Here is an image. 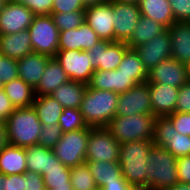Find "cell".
I'll use <instances>...</instances> for the list:
<instances>
[{
	"instance_id": "83f0119b",
	"label": "cell",
	"mask_w": 190,
	"mask_h": 190,
	"mask_svg": "<svg viewBox=\"0 0 190 190\" xmlns=\"http://www.w3.org/2000/svg\"><path fill=\"white\" fill-rule=\"evenodd\" d=\"M87 84L69 80L50 94L63 108H80Z\"/></svg>"
},
{
	"instance_id": "484cf974",
	"label": "cell",
	"mask_w": 190,
	"mask_h": 190,
	"mask_svg": "<svg viewBox=\"0 0 190 190\" xmlns=\"http://www.w3.org/2000/svg\"><path fill=\"white\" fill-rule=\"evenodd\" d=\"M168 28L152 18L140 15L139 22L134 27L131 37L125 42L130 49L145 44Z\"/></svg>"
},
{
	"instance_id": "9a60e30c",
	"label": "cell",
	"mask_w": 190,
	"mask_h": 190,
	"mask_svg": "<svg viewBox=\"0 0 190 190\" xmlns=\"http://www.w3.org/2000/svg\"><path fill=\"white\" fill-rule=\"evenodd\" d=\"M85 21L101 40L114 42L113 1L86 7Z\"/></svg>"
},
{
	"instance_id": "7dc6e473",
	"label": "cell",
	"mask_w": 190,
	"mask_h": 190,
	"mask_svg": "<svg viewBox=\"0 0 190 190\" xmlns=\"http://www.w3.org/2000/svg\"><path fill=\"white\" fill-rule=\"evenodd\" d=\"M177 174L181 183H190V155L177 158Z\"/></svg>"
},
{
	"instance_id": "8d00e7d4",
	"label": "cell",
	"mask_w": 190,
	"mask_h": 190,
	"mask_svg": "<svg viewBox=\"0 0 190 190\" xmlns=\"http://www.w3.org/2000/svg\"><path fill=\"white\" fill-rule=\"evenodd\" d=\"M62 129L59 124L41 125V133L38 145L53 149L62 137Z\"/></svg>"
},
{
	"instance_id": "ee69618b",
	"label": "cell",
	"mask_w": 190,
	"mask_h": 190,
	"mask_svg": "<svg viewBox=\"0 0 190 190\" xmlns=\"http://www.w3.org/2000/svg\"><path fill=\"white\" fill-rule=\"evenodd\" d=\"M81 50L88 51L101 39L97 33L84 21L80 25Z\"/></svg>"
},
{
	"instance_id": "4fadbf2b",
	"label": "cell",
	"mask_w": 190,
	"mask_h": 190,
	"mask_svg": "<svg viewBox=\"0 0 190 190\" xmlns=\"http://www.w3.org/2000/svg\"><path fill=\"white\" fill-rule=\"evenodd\" d=\"M189 79V66L171 57L163 60L148 72L147 82L149 84L162 83L164 85L180 88Z\"/></svg>"
},
{
	"instance_id": "30bf717a",
	"label": "cell",
	"mask_w": 190,
	"mask_h": 190,
	"mask_svg": "<svg viewBox=\"0 0 190 190\" xmlns=\"http://www.w3.org/2000/svg\"><path fill=\"white\" fill-rule=\"evenodd\" d=\"M55 58L66 72L69 80L88 84L95 72V68L92 66L93 59L88 51L58 50Z\"/></svg>"
},
{
	"instance_id": "3957f363",
	"label": "cell",
	"mask_w": 190,
	"mask_h": 190,
	"mask_svg": "<svg viewBox=\"0 0 190 190\" xmlns=\"http://www.w3.org/2000/svg\"><path fill=\"white\" fill-rule=\"evenodd\" d=\"M152 141H132L120 144L119 164L123 178L135 187H146V160Z\"/></svg>"
},
{
	"instance_id": "bcb514c9",
	"label": "cell",
	"mask_w": 190,
	"mask_h": 190,
	"mask_svg": "<svg viewBox=\"0 0 190 190\" xmlns=\"http://www.w3.org/2000/svg\"><path fill=\"white\" fill-rule=\"evenodd\" d=\"M175 112L190 113V79L179 88Z\"/></svg>"
},
{
	"instance_id": "52a82bcc",
	"label": "cell",
	"mask_w": 190,
	"mask_h": 190,
	"mask_svg": "<svg viewBox=\"0 0 190 190\" xmlns=\"http://www.w3.org/2000/svg\"><path fill=\"white\" fill-rule=\"evenodd\" d=\"M33 52L55 57L58 52L59 34L51 15L34 16L28 28Z\"/></svg>"
},
{
	"instance_id": "cb8c5ba5",
	"label": "cell",
	"mask_w": 190,
	"mask_h": 190,
	"mask_svg": "<svg viewBox=\"0 0 190 190\" xmlns=\"http://www.w3.org/2000/svg\"><path fill=\"white\" fill-rule=\"evenodd\" d=\"M69 81V78L56 60L55 57H52L45 68L39 85L35 88V95H50L54 92L60 85L65 84Z\"/></svg>"
},
{
	"instance_id": "f35d334b",
	"label": "cell",
	"mask_w": 190,
	"mask_h": 190,
	"mask_svg": "<svg viewBox=\"0 0 190 190\" xmlns=\"http://www.w3.org/2000/svg\"><path fill=\"white\" fill-rule=\"evenodd\" d=\"M18 77L17 60L2 56L0 58V82L2 85L11 82Z\"/></svg>"
},
{
	"instance_id": "f907efd6",
	"label": "cell",
	"mask_w": 190,
	"mask_h": 190,
	"mask_svg": "<svg viewBox=\"0 0 190 190\" xmlns=\"http://www.w3.org/2000/svg\"><path fill=\"white\" fill-rule=\"evenodd\" d=\"M100 189L101 190H150L147 187L131 186L128 182L105 184Z\"/></svg>"
},
{
	"instance_id": "4316f807",
	"label": "cell",
	"mask_w": 190,
	"mask_h": 190,
	"mask_svg": "<svg viewBox=\"0 0 190 190\" xmlns=\"http://www.w3.org/2000/svg\"><path fill=\"white\" fill-rule=\"evenodd\" d=\"M26 171V148L9 144L0 152V173L13 175Z\"/></svg>"
},
{
	"instance_id": "603a6c76",
	"label": "cell",
	"mask_w": 190,
	"mask_h": 190,
	"mask_svg": "<svg viewBox=\"0 0 190 190\" xmlns=\"http://www.w3.org/2000/svg\"><path fill=\"white\" fill-rule=\"evenodd\" d=\"M62 164L53 154V150L42 145L26 147V168L27 171L36 172L41 175L51 167H58Z\"/></svg>"
},
{
	"instance_id": "5bb4252c",
	"label": "cell",
	"mask_w": 190,
	"mask_h": 190,
	"mask_svg": "<svg viewBox=\"0 0 190 190\" xmlns=\"http://www.w3.org/2000/svg\"><path fill=\"white\" fill-rule=\"evenodd\" d=\"M34 16L25 5L8 1L0 8V35L27 30Z\"/></svg>"
},
{
	"instance_id": "60d3db41",
	"label": "cell",
	"mask_w": 190,
	"mask_h": 190,
	"mask_svg": "<svg viewBox=\"0 0 190 190\" xmlns=\"http://www.w3.org/2000/svg\"><path fill=\"white\" fill-rule=\"evenodd\" d=\"M175 22H190V0H168Z\"/></svg>"
},
{
	"instance_id": "9c48e42d",
	"label": "cell",
	"mask_w": 190,
	"mask_h": 190,
	"mask_svg": "<svg viewBox=\"0 0 190 190\" xmlns=\"http://www.w3.org/2000/svg\"><path fill=\"white\" fill-rule=\"evenodd\" d=\"M120 144L106 127H89L86 161H119Z\"/></svg>"
},
{
	"instance_id": "d590c367",
	"label": "cell",
	"mask_w": 190,
	"mask_h": 190,
	"mask_svg": "<svg viewBox=\"0 0 190 190\" xmlns=\"http://www.w3.org/2000/svg\"><path fill=\"white\" fill-rule=\"evenodd\" d=\"M50 15L60 32L78 28L85 21V10L51 13Z\"/></svg>"
},
{
	"instance_id": "c3c4849f",
	"label": "cell",
	"mask_w": 190,
	"mask_h": 190,
	"mask_svg": "<svg viewBox=\"0 0 190 190\" xmlns=\"http://www.w3.org/2000/svg\"><path fill=\"white\" fill-rule=\"evenodd\" d=\"M44 188L41 174L31 171L25 172V190H43Z\"/></svg>"
},
{
	"instance_id": "f546056e",
	"label": "cell",
	"mask_w": 190,
	"mask_h": 190,
	"mask_svg": "<svg viewBox=\"0 0 190 190\" xmlns=\"http://www.w3.org/2000/svg\"><path fill=\"white\" fill-rule=\"evenodd\" d=\"M139 9L141 15L152 18L167 28L175 22L168 0H141Z\"/></svg>"
},
{
	"instance_id": "ab89813d",
	"label": "cell",
	"mask_w": 190,
	"mask_h": 190,
	"mask_svg": "<svg viewBox=\"0 0 190 190\" xmlns=\"http://www.w3.org/2000/svg\"><path fill=\"white\" fill-rule=\"evenodd\" d=\"M13 3L23 4L30 9L35 16L50 15L54 0H9Z\"/></svg>"
},
{
	"instance_id": "ba28073f",
	"label": "cell",
	"mask_w": 190,
	"mask_h": 190,
	"mask_svg": "<svg viewBox=\"0 0 190 190\" xmlns=\"http://www.w3.org/2000/svg\"><path fill=\"white\" fill-rule=\"evenodd\" d=\"M152 142L175 158L190 155V136L179 134L167 117L155 118Z\"/></svg>"
},
{
	"instance_id": "74e56055",
	"label": "cell",
	"mask_w": 190,
	"mask_h": 190,
	"mask_svg": "<svg viewBox=\"0 0 190 190\" xmlns=\"http://www.w3.org/2000/svg\"><path fill=\"white\" fill-rule=\"evenodd\" d=\"M59 50H81L80 26L59 34Z\"/></svg>"
},
{
	"instance_id": "816d5d0a",
	"label": "cell",
	"mask_w": 190,
	"mask_h": 190,
	"mask_svg": "<svg viewBox=\"0 0 190 190\" xmlns=\"http://www.w3.org/2000/svg\"><path fill=\"white\" fill-rule=\"evenodd\" d=\"M9 145L7 126L5 123H0V152Z\"/></svg>"
},
{
	"instance_id": "db71d44e",
	"label": "cell",
	"mask_w": 190,
	"mask_h": 190,
	"mask_svg": "<svg viewBox=\"0 0 190 190\" xmlns=\"http://www.w3.org/2000/svg\"><path fill=\"white\" fill-rule=\"evenodd\" d=\"M110 0H82L85 7L101 4Z\"/></svg>"
},
{
	"instance_id": "ac0fdd59",
	"label": "cell",
	"mask_w": 190,
	"mask_h": 190,
	"mask_svg": "<svg viewBox=\"0 0 190 190\" xmlns=\"http://www.w3.org/2000/svg\"><path fill=\"white\" fill-rule=\"evenodd\" d=\"M136 84L128 75L118 72L117 69L109 71L95 70L87 87L120 94L130 90Z\"/></svg>"
},
{
	"instance_id": "1f68e13d",
	"label": "cell",
	"mask_w": 190,
	"mask_h": 190,
	"mask_svg": "<svg viewBox=\"0 0 190 190\" xmlns=\"http://www.w3.org/2000/svg\"><path fill=\"white\" fill-rule=\"evenodd\" d=\"M117 70L124 75H128L137 84L146 82L148 79V72L135 49L129 48L126 51L122 62L117 67Z\"/></svg>"
},
{
	"instance_id": "6da1fadb",
	"label": "cell",
	"mask_w": 190,
	"mask_h": 190,
	"mask_svg": "<svg viewBox=\"0 0 190 190\" xmlns=\"http://www.w3.org/2000/svg\"><path fill=\"white\" fill-rule=\"evenodd\" d=\"M119 94L112 91L86 88L80 111L87 126L107 127L115 117Z\"/></svg>"
},
{
	"instance_id": "8fae6325",
	"label": "cell",
	"mask_w": 190,
	"mask_h": 190,
	"mask_svg": "<svg viewBox=\"0 0 190 190\" xmlns=\"http://www.w3.org/2000/svg\"><path fill=\"white\" fill-rule=\"evenodd\" d=\"M148 82L134 85L130 90L119 94L115 116L152 114Z\"/></svg>"
},
{
	"instance_id": "f1b7e54d",
	"label": "cell",
	"mask_w": 190,
	"mask_h": 190,
	"mask_svg": "<svg viewBox=\"0 0 190 190\" xmlns=\"http://www.w3.org/2000/svg\"><path fill=\"white\" fill-rule=\"evenodd\" d=\"M3 90L15 109L31 107L36 98L35 89L19 77L4 84Z\"/></svg>"
},
{
	"instance_id": "11a10c76",
	"label": "cell",
	"mask_w": 190,
	"mask_h": 190,
	"mask_svg": "<svg viewBox=\"0 0 190 190\" xmlns=\"http://www.w3.org/2000/svg\"><path fill=\"white\" fill-rule=\"evenodd\" d=\"M110 1H116V2H120V3H131V4L139 5L141 0H110Z\"/></svg>"
},
{
	"instance_id": "7a4b0ae2",
	"label": "cell",
	"mask_w": 190,
	"mask_h": 190,
	"mask_svg": "<svg viewBox=\"0 0 190 190\" xmlns=\"http://www.w3.org/2000/svg\"><path fill=\"white\" fill-rule=\"evenodd\" d=\"M177 158L163 147L153 146L147 156L146 187L150 190H168L179 182Z\"/></svg>"
},
{
	"instance_id": "9f6ffc18",
	"label": "cell",
	"mask_w": 190,
	"mask_h": 190,
	"mask_svg": "<svg viewBox=\"0 0 190 190\" xmlns=\"http://www.w3.org/2000/svg\"><path fill=\"white\" fill-rule=\"evenodd\" d=\"M53 190H73L72 185L67 186H61V187H55Z\"/></svg>"
},
{
	"instance_id": "2e32d148",
	"label": "cell",
	"mask_w": 190,
	"mask_h": 190,
	"mask_svg": "<svg viewBox=\"0 0 190 190\" xmlns=\"http://www.w3.org/2000/svg\"><path fill=\"white\" fill-rule=\"evenodd\" d=\"M171 47L169 30L167 29L150 41L139 45L134 49L138 53L145 69L149 72L154 66H157L163 60L172 57Z\"/></svg>"
},
{
	"instance_id": "f6af8a7d",
	"label": "cell",
	"mask_w": 190,
	"mask_h": 190,
	"mask_svg": "<svg viewBox=\"0 0 190 190\" xmlns=\"http://www.w3.org/2000/svg\"><path fill=\"white\" fill-rule=\"evenodd\" d=\"M82 0H54L51 13L85 10Z\"/></svg>"
},
{
	"instance_id": "836d02e7",
	"label": "cell",
	"mask_w": 190,
	"mask_h": 190,
	"mask_svg": "<svg viewBox=\"0 0 190 190\" xmlns=\"http://www.w3.org/2000/svg\"><path fill=\"white\" fill-rule=\"evenodd\" d=\"M70 181L73 190H96L97 186L87 163L70 167Z\"/></svg>"
},
{
	"instance_id": "d4e9b609",
	"label": "cell",
	"mask_w": 190,
	"mask_h": 190,
	"mask_svg": "<svg viewBox=\"0 0 190 190\" xmlns=\"http://www.w3.org/2000/svg\"><path fill=\"white\" fill-rule=\"evenodd\" d=\"M97 188L105 184L127 182L121 172L119 161H86Z\"/></svg>"
},
{
	"instance_id": "7bdbcfd3",
	"label": "cell",
	"mask_w": 190,
	"mask_h": 190,
	"mask_svg": "<svg viewBox=\"0 0 190 190\" xmlns=\"http://www.w3.org/2000/svg\"><path fill=\"white\" fill-rule=\"evenodd\" d=\"M167 118L179 134L190 136V113L174 112Z\"/></svg>"
},
{
	"instance_id": "680465c9",
	"label": "cell",
	"mask_w": 190,
	"mask_h": 190,
	"mask_svg": "<svg viewBox=\"0 0 190 190\" xmlns=\"http://www.w3.org/2000/svg\"><path fill=\"white\" fill-rule=\"evenodd\" d=\"M3 89V85L2 83L0 82V91Z\"/></svg>"
},
{
	"instance_id": "681fc988",
	"label": "cell",
	"mask_w": 190,
	"mask_h": 190,
	"mask_svg": "<svg viewBox=\"0 0 190 190\" xmlns=\"http://www.w3.org/2000/svg\"><path fill=\"white\" fill-rule=\"evenodd\" d=\"M14 110L15 107L2 89L0 91V123H5Z\"/></svg>"
},
{
	"instance_id": "d6986e66",
	"label": "cell",
	"mask_w": 190,
	"mask_h": 190,
	"mask_svg": "<svg viewBox=\"0 0 190 190\" xmlns=\"http://www.w3.org/2000/svg\"><path fill=\"white\" fill-rule=\"evenodd\" d=\"M152 114L155 117H167L175 112L179 88L162 83L149 84Z\"/></svg>"
},
{
	"instance_id": "e0dca14e",
	"label": "cell",
	"mask_w": 190,
	"mask_h": 190,
	"mask_svg": "<svg viewBox=\"0 0 190 190\" xmlns=\"http://www.w3.org/2000/svg\"><path fill=\"white\" fill-rule=\"evenodd\" d=\"M114 42H126L139 22V5L113 1Z\"/></svg>"
},
{
	"instance_id": "8992f818",
	"label": "cell",
	"mask_w": 190,
	"mask_h": 190,
	"mask_svg": "<svg viewBox=\"0 0 190 190\" xmlns=\"http://www.w3.org/2000/svg\"><path fill=\"white\" fill-rule=\"evenodd\" d=\"M89 126L84 129L63 133L52 149L60 162L68 167H75L86 162Z\"/></svg>"
},
{
	"instance_id": "d6a6232c",
	"label": "cell",
	"mask_w": 190,
	"mask_h": 190,
	"mask_svg": "<svg viewBox=\"0 0 190 190\" xmlns=\"http://www.w3.org/2000/svg\"><path fill=\"white\" fill-rule=\"evenodd\" d=\"M44 187L53 190L55 187L71 185L70 167L58 164V167H51L42 175Z\"/></svg>"
},
{
	"instance_id": "f5cc1de1",
	"label": "cell",
	"mask_w": 190,
	"mask_h": 190,
	"mask_svg": "<svg viewBox=\"0 0 190 190\" xmlns=\"http://www.w3.org/2000/svg\"><path fill=\"white\" fill-rule=\"evenodd\" d=\"M168 190H190V183L177 182Z\"/></svg>"
},
{
	"instance_id": "b9f144b4",
	"label": "cell",
	"mask_w": 190,
	"mask_h": 190,
	"mask_svg": "<svg viewBox=\"0 0 190 190\" xmlns=\"http://www.w3.org/2000/svg\"><path fill=\"white\" fill-rule=\"evenodd\" d=\"M0 190H25V173L13 175L0 173Z\"/></svg>"
},
{
	"instance_id": "6f0895ef",
	"label": "cell",
	"mask_w": 190,
	"mask_h": 190,
	"mask_svg": "<svg viewBox=\"0 0 190 190\" xmlns=\"http://www.w3.org/2000/svg\"><path fill=\"white\" fill-rule=\"evenodd\" d=\"M9 0H0V8L6 4Z\"/></svg>"
},
{
	"instance_id": "5b68a950",
	"label": "cell",
	"mask_w": 190,
	"mask_h": 190,
	"mask_svg": "<svg viewBox=\"0 0 190 190\" xmlns=\"http://www.w3.org/2000/svg\"><path fill=\"white\" fill-rule=\"evenodd\" d=\"M153 114L115 116L106 127L119 144L132 141H153Z\"/></svg>"
},
{
	"instance_id": "4dcf8cb0",
	"label": "cell",
	"mask_w": 190,
	"mask_h": 190,
	"mask_svg": "<svg viewBox=\"0 0 190 190\" xmlns=\"http://www.w3.org/2000/svg\"><path fill=\"white\" fill-rule=\"evenodd\" d=\"M32 106L42 125L58 124L64 109L50 95L36 96Z\"/></svg>"
},
{
	"instance_id": "ffe728a7",
	"label": "cell",
	"mask_w": 190,
	"mask_h": 190,
	"mask_svg": "<svg viewBox=\"0 0 190 190\" xmlns=\"http://www.w3.org/2000/svg\"><path fill=\"white\" fill-rule=\"evenodd\" d=\"M51 58L50 56L32 51L27 56L17 60L19 78L35 89L39 85Z\"/></svg>"
},
{
	"instance_id": "e575fe53",
	"label": "cell",
	"mask_w": 190,
	"mask_h": 190,
	"mask_svg": "<svg viewBox=\"0 0 190 190\" xmlns=\"http://www.w3.org/2000/svg\"><path fill=\"white\" fill-rule=\"evenodd\" d=\"M63 133L87 128L80 108H64L58 122Z\"/></svg>"
},
{
	"instance_id": "44dd1931",
	"label": "cell",
	"mask_w": 190,
	"mask_h": 190,
	"mask_svg": "<svg viewBox=\"0 0 190 190\" xmlns=\"http://www.w3.org/2000/svg\"><path fill=\"white\" fill-rule=\"evenodd\" d=\"M172 58L190 66V22H174L169 28Z\"/></svg>"
},
{
	"instance_id": "277c9868",
	"label": "cell",
	"mask_w": 190,
	"mask_h": 190,
	"mask_svg": "<svg viewBox=\"0 0 190 190\" xmlns=\"http://www.w3.org/2000/svg\"><path fill=\"white\" fill-rule=\"evenodd\" d=\"M41 125L33 106L15 109L6 120L9 144L23 148L37 145Z\"/></svg>"
},
{
	"instance_id": "7c38bea8",
	"label": "cell",
	"mask_w": 190,
	"mask_h": 190,
	"mask_svg": "<svg viewBox=\"0 0 190 190\" xmlns=\"http://www.w3.org/2000/svg\"><path fill=\"white\" fill-rule=\"evenodd\" d=\"M128 49L125 42L100 40L88 53L93 59L92 66L95 70L109 71L117 69Z\"/></svg>"
},
{
	"instance_id": "7402d4cb",
	"label": "cell",
	"mask_w": 190,
	"mask_h": 190,
	"mask_svg": "<svg viewBox=\"0 0 190 190\" xmlns=\"http://www.w3.org/2000/svg\"><path fill=\"white\" fill-rule=\"evenodd\" d=\"M33 51L28 29L18 33L0 35V52L12 59H22Z\"/></svg>"
}]
</instances>
